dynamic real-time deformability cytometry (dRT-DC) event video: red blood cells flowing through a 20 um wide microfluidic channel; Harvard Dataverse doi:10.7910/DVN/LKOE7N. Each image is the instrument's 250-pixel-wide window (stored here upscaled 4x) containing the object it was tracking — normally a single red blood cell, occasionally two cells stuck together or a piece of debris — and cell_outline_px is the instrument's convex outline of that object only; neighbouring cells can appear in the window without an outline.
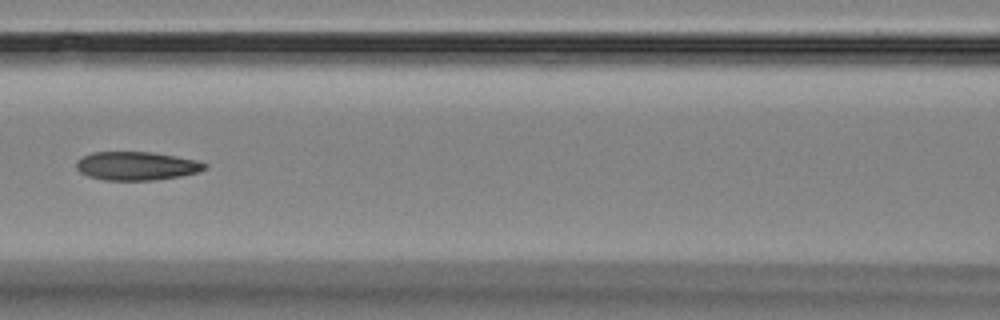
{"species": "Egyptian fruit bat (a non-hibernating species)", "species_latin": "Rousettus aegyptiacus", "temperature_condition": "room temperature", "stored_images_in_passage": 7, "camera_frame_rate_fps": 3000, "um_per_image_px": 0.085, "animal": {"sex": "female"}, "frame": {"image": 1, "passage_image": 7, "time_ms": 7.333, "image_size_px": [1000, 320], "cell_outline_px": [[208, 168], [200, 172], [180, 176], [156, 180], [104, 180], [88, 176], [80, 172], [76, 168], [76, 160], [92, 152], [152, 152], [196, 160], [208, 164]], "centroid_in_image_um": [11.62, 14.11], "position_along_channel_um": 155.0, "area_um2": 21.44}}